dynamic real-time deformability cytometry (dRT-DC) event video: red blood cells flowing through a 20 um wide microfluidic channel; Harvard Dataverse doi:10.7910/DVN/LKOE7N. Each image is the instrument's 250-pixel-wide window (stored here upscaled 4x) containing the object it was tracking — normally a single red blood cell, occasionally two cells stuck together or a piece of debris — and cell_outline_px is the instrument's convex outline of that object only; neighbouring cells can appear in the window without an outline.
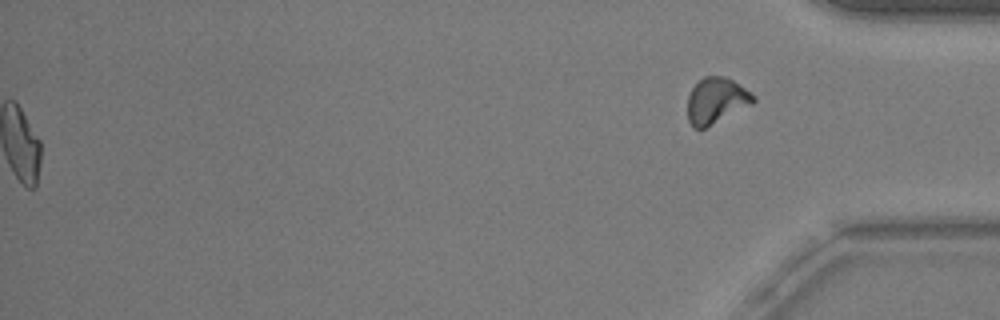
{"species": "common noctule bat (a hibernating species)", "species_latin": "Nyctalus noctula", "temperature_condition": "warm", "stored_images_in_passage": 55, "segment_of_instrument_passage": [2, 2], "camera_frame_rate_fps": 3000, "um_per_image_px": 0.085, "animal": {"sex": "male", "body_mass_g": 20.5, "forearm_length_mm": 52.5}, "frame": {"image": 1, "passage_image": 55, "time_ms": 18.0, "image_size_px": [1000, 320], "cell_outline_px": [[756, 100], [752, 104], [704, 128], [692, 128], [688, 120], [688, 96], [692, 88], [704, 76], [724, 76], [732, 80], [756, 96]], "centroid_in_image_um": [60.87, 8.55], "position_along_channel_um": 374.3, "area_um2": 17.34}}